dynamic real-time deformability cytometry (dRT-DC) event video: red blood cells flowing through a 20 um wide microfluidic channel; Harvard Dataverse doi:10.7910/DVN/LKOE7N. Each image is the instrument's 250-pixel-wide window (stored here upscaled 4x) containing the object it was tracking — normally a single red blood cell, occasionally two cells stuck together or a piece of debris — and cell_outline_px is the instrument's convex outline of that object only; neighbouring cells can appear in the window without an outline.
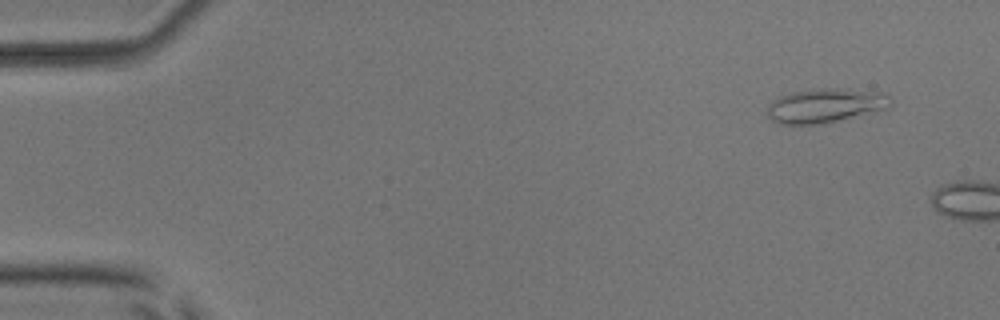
{"species": "common noctule bat (a hibernating species)", "species_latin": "Nyctalus noctula", "temperature_condition": "room temperature", "stored_images_in_passage": 7, "camera_frame_rate_fps": 3000, "um_per_image_px": 0.085, "animal": {"sex": "male", "body_mass_g": 17.9, "forearm_length_mm": 54.2}, "frame": {"image": 1, "passage_image": 4, "time_ms": 1.0, "image_size_px": [1000, 320], "cell_outline_px": [[892, 108], [824, 124], [780, 124], [772, 120], [768, 116], [768, 104], [772, 100], [780, 96], [792, 92], [816, 88], [836, 88], [884, 92], [892, 100]], "centroid_in_image_um": [70.2, 8.97], "position_along_channel_um": 14.8, "area_um2": 25.03}}